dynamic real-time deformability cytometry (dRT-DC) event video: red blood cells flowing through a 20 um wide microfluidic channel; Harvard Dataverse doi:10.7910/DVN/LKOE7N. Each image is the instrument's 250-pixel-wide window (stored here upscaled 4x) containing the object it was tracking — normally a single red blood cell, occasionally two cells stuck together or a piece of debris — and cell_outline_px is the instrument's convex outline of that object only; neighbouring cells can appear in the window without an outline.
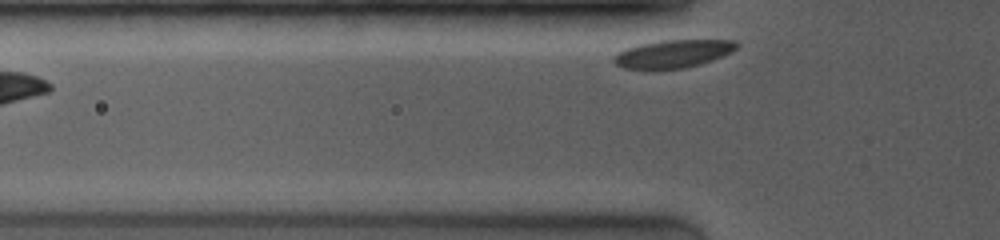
{"species": "common noctule bat (a hibernating species)", "species_latin": "Nyctalus noctula", "temperature_condition": "room temperature", "stored_images_in_passage": 4, "camera_frame_rate_fps": 4000, "um_per_image_px": 0.085, "animal": {"sex": "female", "body_mass_g": 19.0, "forearm_length_mm": 53.3}, "frame": {"image": 1, "passage_image": 4, "time_ms": 2.0, "image_size_px": [1000, 240], "cell_outline_px": [[736, 48], [732, 52], [724, 56], [700, 64], [684, 68], [656, 72], [648, 72], [624, 68], [616, 64], [612, 60], [612, 56], [628, 48], [640, 44], [660, 40], [736, 40]], "centroid_in_image_um": [57.15, 4.62], "position_along_channel_um": 68.6, "area_um2": 20.63}}